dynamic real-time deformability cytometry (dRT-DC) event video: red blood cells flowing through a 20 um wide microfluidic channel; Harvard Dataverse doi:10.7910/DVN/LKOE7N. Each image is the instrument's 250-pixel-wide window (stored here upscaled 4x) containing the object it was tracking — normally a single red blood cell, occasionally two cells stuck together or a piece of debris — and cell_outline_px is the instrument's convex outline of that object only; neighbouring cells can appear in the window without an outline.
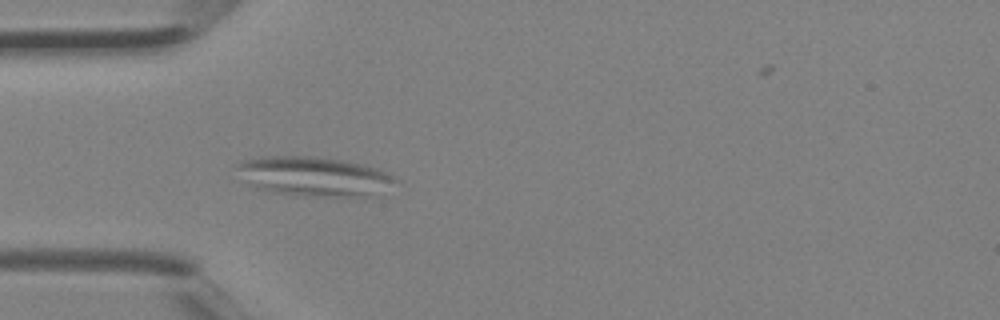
{"species": "Egyptian fruit bat (a non-hibernating species)", "species_latin": "Rousettus aegyptiacus", "temperature_condition": "room temperature", "stored_images_in_passage": 3, "camera_frame_rate_fps": 3000, "um_per_image_px": 0.085, "animal": {"sex": "female"}, "frame": {"image": 1, "passage_image": 3, "time_ms": 0.667, "image_size_px": [1000, 320], "cell_outline_px": [[396, 180], [360, 196], [296, 196], [272, 192], [256, 188], [244, 184], [236, 168], [236, 164], [240, 160], [256, 156], [316, 156], [344, 160], [364, 164], [376, 168], [392, 176]], "centroid_in_image_um": [26.43, 14.95], "position_along_channel_um": 58.6, "area_um2": 36.07}}